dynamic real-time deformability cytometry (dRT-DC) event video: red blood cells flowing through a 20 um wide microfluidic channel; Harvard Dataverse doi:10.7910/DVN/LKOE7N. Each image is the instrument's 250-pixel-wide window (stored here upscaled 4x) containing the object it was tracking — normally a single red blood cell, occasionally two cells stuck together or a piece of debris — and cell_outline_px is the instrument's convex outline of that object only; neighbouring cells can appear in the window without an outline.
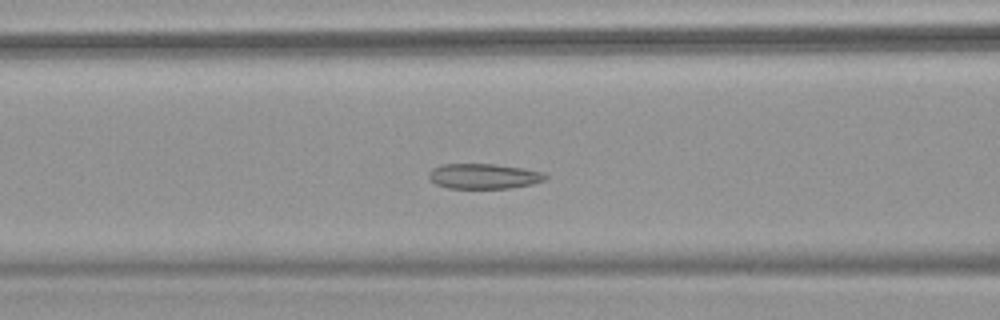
{"species": "common noctule bat (a hibernating species)", "species_latin": "Nyctalus noctula", "temperature_condition": "warm", "stored_images_in_passage": 52, "camera_frame_rate_fps": 3000, "um_per_image_px": 0.085, "animal": {"sex": "female", "body_mass_g": 18.4}, "frame": {"image": 1, "passage_image": 21, "time_ms": 6.667, "image_size_px": [1000, 320], "cell_outline_px": [[548, 176], [544, 180], [532, 184], [508, 188], [448, 188], [436, 184], [428, 176], [428, 172], [432, 168], [440, 164], [492, 164], [524, 168], [544, 172]], "centroid_in_image_um": [41.11, 14.97], "position_along_channel_um": 125.5, "area_um2": 17.11}}
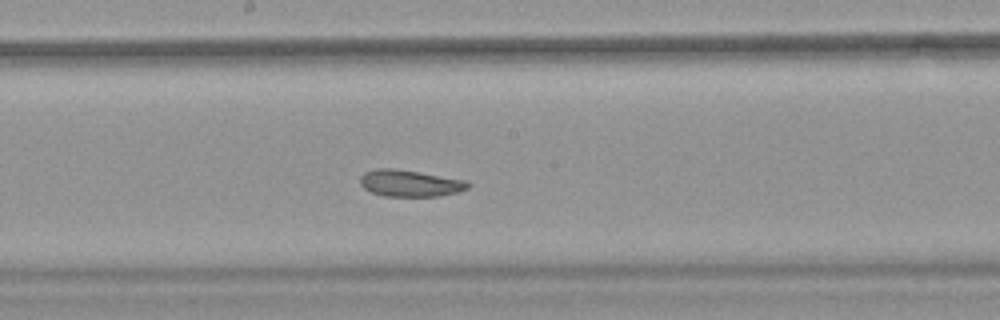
{"frame": {"image": 2, "passage_image": 28, "time_ms": 9.0, "image_size_px": [1000, 320], "cell_outline_px": [[472, 184], [468, 188], [460, 192], [440, 196], [384, 196], [372, 192], [364, 188], [360, 184], [360, 176], [364, 172], [376, 168], [396, 168], [464, 180]], "centroid_in_image_um": [34.84, 15.57], "position_along_channel_um": 213.4, "area_um2": 16.82}}
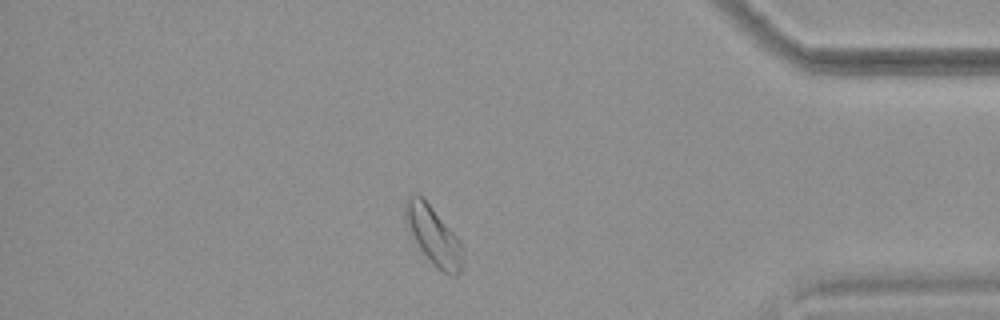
{"frame": {"image": 3, "passage_image": 45, "time_ms": 14.667, "image_size_px": [1000, 320], "cell_outline_px": [[464, 260], [460, 272], [456, 276], [452, 276], [436, 268], [432, 264], [416, 244], [404, 220], [404, 200], [408, 196], [416, 192], [432, 208], [460, 240], [464, 248]], "centroid_in_image_um": [36.84, 20.05], "position_along_channel_um": 398.4, "area_um2": 19.77}, "authors_computed_cell_mechanics": {"area_um2": 19.5653, "velocity_mm_per_s": 3.7762, "shape_relaxation_time_tau1_ms": null, "shape_relaxation_time_tau2_ms": 7.1023, "deformation_change_tau1": null, "deformation_change_tau2": 0.1249}}